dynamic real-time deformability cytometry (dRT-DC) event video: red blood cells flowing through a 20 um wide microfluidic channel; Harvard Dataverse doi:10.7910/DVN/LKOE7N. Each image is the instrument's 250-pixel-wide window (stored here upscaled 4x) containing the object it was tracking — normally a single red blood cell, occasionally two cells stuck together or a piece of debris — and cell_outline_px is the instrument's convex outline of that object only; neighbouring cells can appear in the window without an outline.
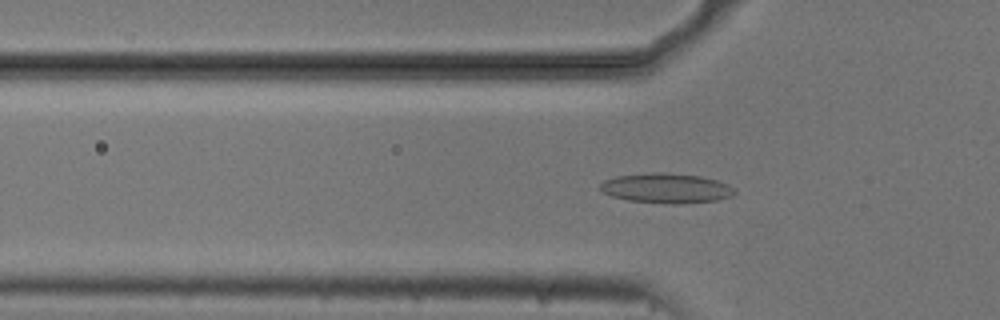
{"species": "common noctule bat (a hibernating species)", "species_latin": "Nyctalus noctula", "temperature_condition": "cold", "stored_images_in_passage": 46, "camera_frame_rate_fps": 3000, "um_per_image_px": 0.085, "animal": {"sex": "male", "body_mass_g": 20.5, "forearm_length_mm": 52.5}, "frame": {"image": 1, "passage_image": 9, "time_ms": 2.667, "image_size_px": [1000, 320], "cell_outline_px": [[736, 192], [732, 196], [716, 200], [684, 204], [672, 204], [628, 200], [612, 196], [604, 192], [600, 188], [600, 184], [604, 180], [616, 176], [652, 172], [664, 172], [700, 176], [716, 180], [728, 184]], "centroid_in_image_um": [56.64, 15.99], "position_along_channel_um": 69.2, "area_um2": 23.35}}
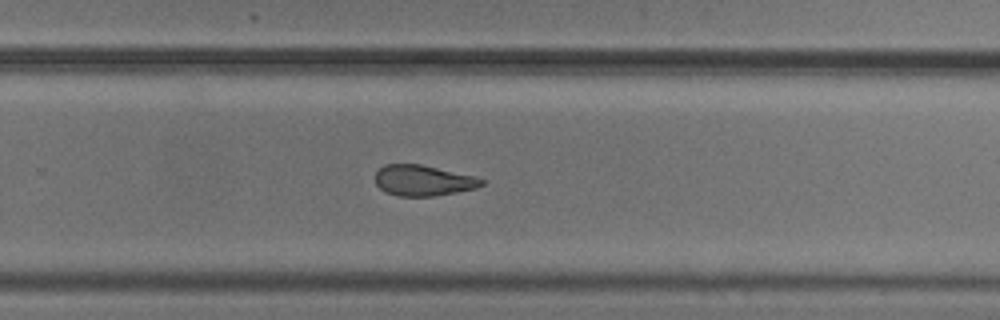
{"frame": {"image": 2, "passage_image": 27, "time_ms": 8.667, "image_size_px": [1000, 320], "cell_outline_px": [[484, 184], [476, 188], [456, 192], [432, 196], [396, 196], [380, 188], [376, 184], [376, 172], [384, 164], [420, 164], [472, 176], [484, 180]], "centroid_in_image_um": [35.94, 15.34], "position_along_channel_um": 293.9, "area_um2": 18.73}}
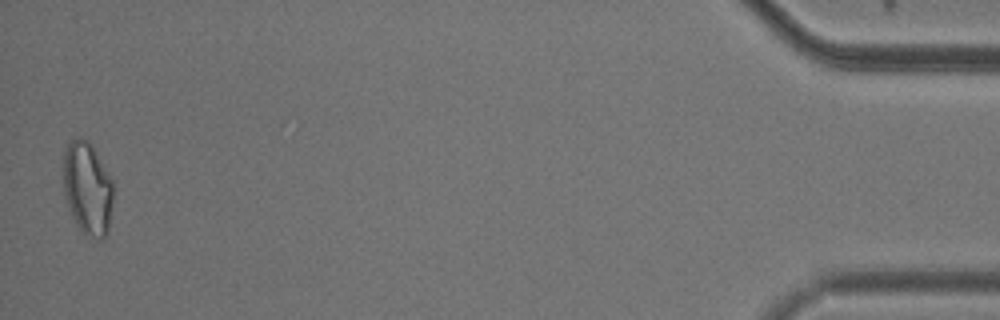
{"frame": {"image": 3, "passage_image": 45, "time_ms": 14.667, "image_size_px": [1000, 320], "cell_outline_px": [[112, 200], [108, 232], [104, 240], [100, 240], [84, 232], [76, 224], [72, 216], [64, 192], [64, 152], [68, 144], [76, 136], [80, 136], [88, 140], [92, 144], [112, 180]], "centroid_in_image_um": [7.44, 15.98], "position_along_channel_um": 427.8, "area_um2": 26.82}, "authors_computed_cell_mechanics": {"area_um2": 21.097, "velocity_mm_per_s": 3.7339, "shape_relaxation_time_tau1_ms": null, "shape_relaxation_time_tau2_ms": 2.948, "deformation_change_tau1": null, "deformation_change_tau2": 0.0985}}